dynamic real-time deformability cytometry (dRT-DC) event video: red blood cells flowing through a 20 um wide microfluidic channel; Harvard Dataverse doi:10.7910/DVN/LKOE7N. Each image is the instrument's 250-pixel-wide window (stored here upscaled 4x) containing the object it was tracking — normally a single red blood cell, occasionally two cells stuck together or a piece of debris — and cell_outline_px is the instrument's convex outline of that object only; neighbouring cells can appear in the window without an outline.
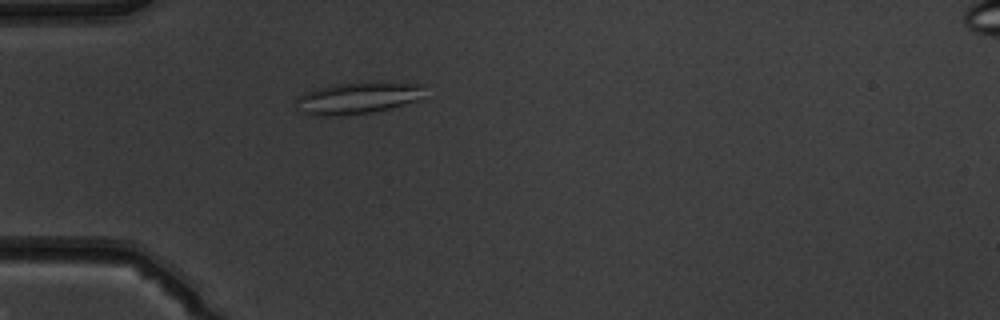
{"species": "common noctule bat (a hibernating species)", "species_latin": "Nyctalus noctula", "temperature_condition": "warm", "stored_images_in_passage": 1, "camera_frame_rate_fps": 3000, "um_per_image_px": 0.085, "animal": {"sex": "male", "body_mass_g": 19.5, "forearm_length_mm": 54.6}, "frame": {"image": 1, "passage_image": 1, "time_ms": 0.0, "image_size_px": [1000, 320], "cell_outline_px": [[428, 84], [420, 100], [392, 108], [376, 112], [336, 116], [316, 116], [300, 112], [296, 100], [304, 92], [316, 88], [336, 84], [368, 80], [384, 80]], "centroid_in_image_um": [30.52, 8.29], "position_along_channel_um": 54.5, "area_um2": 24.97}}